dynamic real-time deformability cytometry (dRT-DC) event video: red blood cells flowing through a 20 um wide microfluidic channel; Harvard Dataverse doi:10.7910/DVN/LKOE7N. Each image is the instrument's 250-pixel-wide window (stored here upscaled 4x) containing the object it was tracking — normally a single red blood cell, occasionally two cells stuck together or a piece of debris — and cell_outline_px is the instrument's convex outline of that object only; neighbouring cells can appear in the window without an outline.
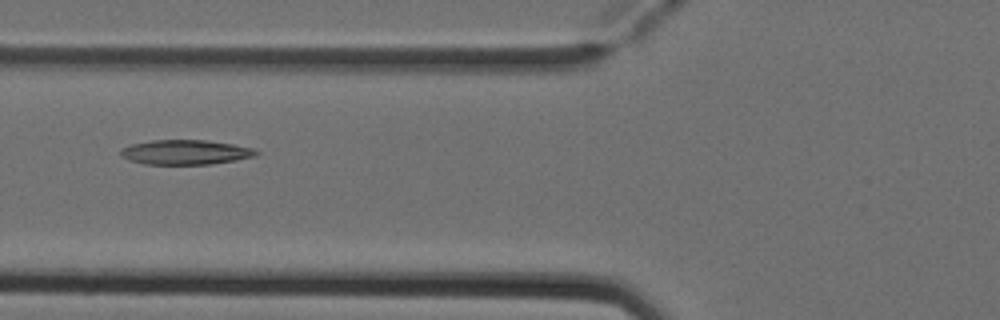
{"species": "Egyptian fruit bat (a non-hibernating species)", "species_latin": "Rousettus aegyptiacus", "temperature_condition": "cold", "stored_images_in_passage": 2, "camera_frame_rate_fps": 3000, "um_per_image_px": 0.085, "animal": {"sex": "female"}, "frame": {"image": 1, "passage_image": 2, "time_ms": 0.333, "image_size_px": [1000, 320], "cell_outline_px": [[260, 152], [256, 156], [236, 160], [212, 164], [144, 164], [128, 160], [120, 156], [120, 148], [132, 144], [152, 140], [208, 140], [232, 144], [252, 148]], "centroid_in_image_um": [15.74, 12.94], "position_along_channel_um": 110.1, "area_um2": 19.59}}